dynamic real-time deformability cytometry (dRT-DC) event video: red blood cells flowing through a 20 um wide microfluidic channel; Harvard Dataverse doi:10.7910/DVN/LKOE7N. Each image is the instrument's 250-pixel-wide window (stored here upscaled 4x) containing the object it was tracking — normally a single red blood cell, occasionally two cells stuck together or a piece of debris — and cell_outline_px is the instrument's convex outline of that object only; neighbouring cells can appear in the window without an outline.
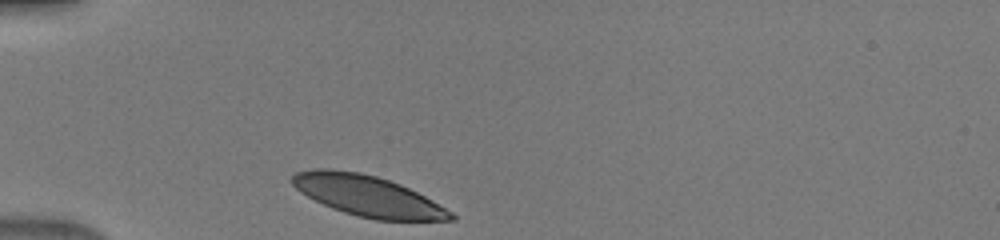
{"species": "human", "species_latin": "Homo sapiens", "temperature_condition": "warm", "stored_images_in_passage": 30, "camera_frame_rate_fps": 3000, "um_per_image_px": 0.085, "donor": {"sex": "male"}, "frame": {"image": 1, "passage_image": 1, "time_ms": 0.0, "image_size_px": [1000, 240], "cell_outline_px": [[456, 220], [376, 220], [356, 216], [332, 208], [300, 192], [288, 180], [296, 172], [316, 168], [328, 168], [360, 172], [376, 176], [400, 184], [432, 200], [452, 212], [456, 216]], "centroid_in_image_um": [31.23, 16.64], "position_along_channel_um": 53.8, "area_um2": 37.51}}
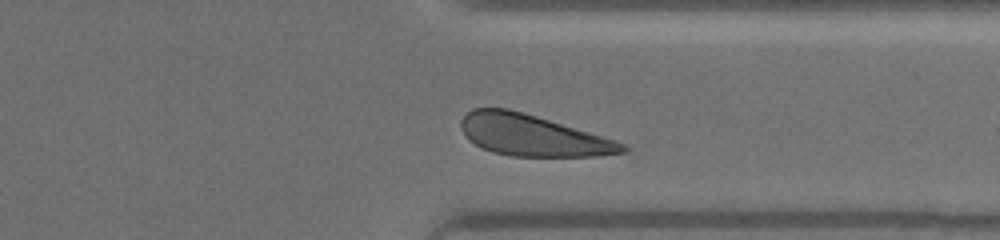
{"frame": {"image": 2, "passage_image": 26, "time_ms": 8.333, "image_size_px": [1000, 240], "cell_outline_px": [[628, 152], [592, 156], [512, 156], [492, 152], [468, 140], [460, 128], [460, 120], [472, 108], [508, 108], [524, 112], [616, 140], [628, 144]], "centroid_in_image_um": [45.27, 11.5], "position_along_channel_um": 366.1, "area_um2": 38.78}}